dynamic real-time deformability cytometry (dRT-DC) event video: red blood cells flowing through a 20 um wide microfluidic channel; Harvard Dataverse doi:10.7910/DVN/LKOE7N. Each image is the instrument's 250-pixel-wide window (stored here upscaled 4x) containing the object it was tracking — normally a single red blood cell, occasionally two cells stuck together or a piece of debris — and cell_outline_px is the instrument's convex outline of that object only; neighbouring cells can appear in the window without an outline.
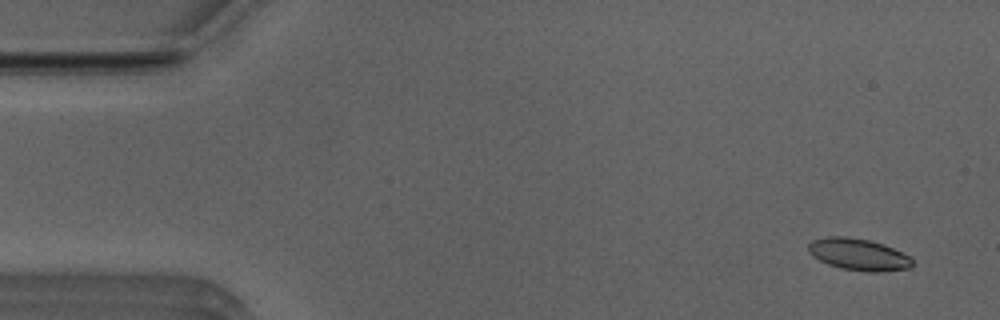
{"species": "Egyptian fruit bat (a non-hibernating species)", "species_latin": "Rousettus aegyptiacus", "temperature_condition": "room temperature", "stored_images_in_passage": 52, "camera_frame_rate_fps": 3000, "um_per_image_px": 0.085, "animal": {"sex": "male"}, "frame": {"image": 1, "passage_image": 3, "time_ms": 0.667, "image_size_px": [1000, 320], "cell_outline_px": [[916, 264], [912, 268], [880, 272], [868, 272], [840, 268], [828, 264], [812, 256], [808, 252], [808, 244], [812, 240], [828, 236], [848, 236], [868, 240], [884, 244], [908, 256]], "centroid_in_image_um": [72.97, 21.63], "position_along_channel_um": 12.0, "area_um2": 19.42}}
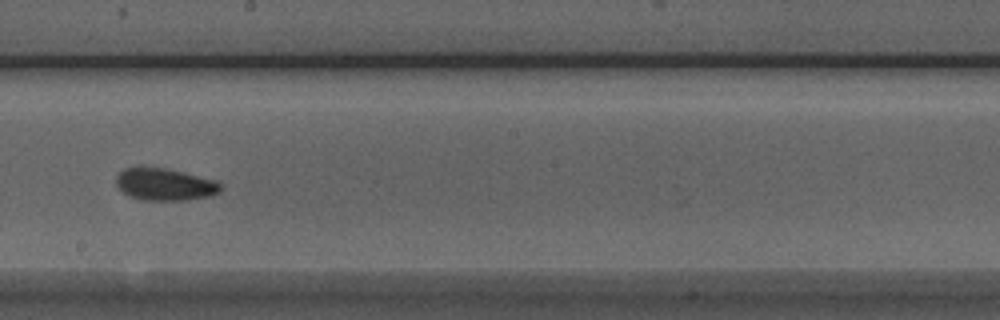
{"frame": {"image": 2, "passage_image": 29, "time_ms": 9.333, "image_size_px": [1000, 320], "cell_outline_px": [[220, 192], [212, 196], [184, 200], [140, 200], [128, 196], [116, 184], [116, 176], [124, 168], [140, 164], [164, 168], [184, 172], [216, 180], [220, 184]], "centroid_in_image_um": [13.97, 15.64], "position_along_channel_um": 234.2, "area_um2": 20.06}}
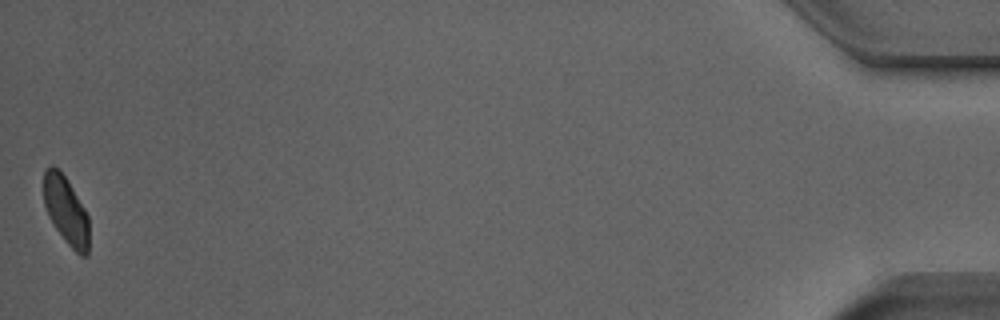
{"frame": {"image": 3, "passage_image": 52, "time_ms": 17.0, "image_size_px": [1000, 320], "cell_outline_px": [[88, 256], [80, 256], [64, 240], [48, 216], [44, 204], [44, 168], [52, 164], [68, 180], [84, 208], [88, 216]], "centroid_in_image_um": [5.6, 17.89], "position_along_channel_um": 429.6, "area_um2": 17.86}, "authors_computed_cell_mechanics": {"area_um2": 19.363, "velocity_mm_per_s": 3.9037, "shape_relaxation_time_tau1_ms": 3.0239, "shape_relaxation_time_tau2_ms": 2.943, "deformation_change_tau1": 0.0893, "deformation_change_tau2": 0.0769}}